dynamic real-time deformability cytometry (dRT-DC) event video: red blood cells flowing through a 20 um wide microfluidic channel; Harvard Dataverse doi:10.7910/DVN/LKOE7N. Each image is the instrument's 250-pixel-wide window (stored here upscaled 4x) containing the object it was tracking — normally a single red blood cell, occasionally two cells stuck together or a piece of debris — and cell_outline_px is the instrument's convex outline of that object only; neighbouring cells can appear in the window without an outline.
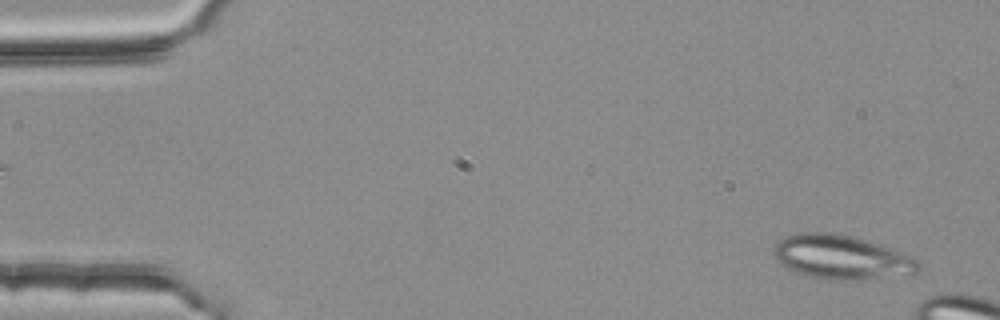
{"species": "common noctule bat (a hibernating species)", "species_latin": "Nyctalus noctula", "temperature_condition": "room temperature", "stored_images_in_passage": 10, "camera_frame_rate_fps": 3000, "um_per_image_px": 0.085, "animal": {"sex": "female", "body_mass_g": 25.1}, "frame": {"image": 1, "passage_image": 2, "time_ms": 0.333, "image_size_px": [1000, 320], "cell_outline_px": [[920, 268], [916, 276], [860, 280], [832, 280], [808, 276], [796, 272], [780, 264], [776, 260], [772, 252], [776, 244], [780, 240], [788, 236], [800, 232], [832, 232], [852, 236], [904, 252], [912, 256], [920, 264]], "centroid_in_image_um": [71.6, 21.89], "position_along_channel_um": 13.4, "area_um2": 37.86}}